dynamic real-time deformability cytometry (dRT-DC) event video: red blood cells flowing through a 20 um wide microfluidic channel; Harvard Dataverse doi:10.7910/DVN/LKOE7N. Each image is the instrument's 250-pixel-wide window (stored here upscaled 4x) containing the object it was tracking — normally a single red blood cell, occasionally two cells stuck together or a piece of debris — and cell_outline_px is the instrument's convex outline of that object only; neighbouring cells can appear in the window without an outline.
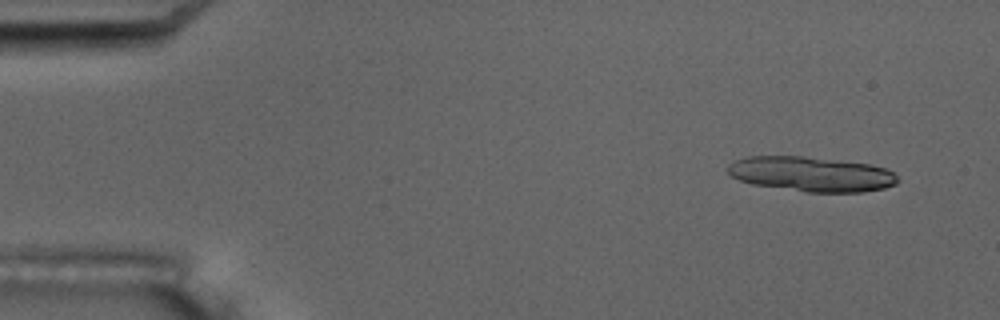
{"species": "common noctule bat (a hibernating species)", "species_latin": "Nyctalus noctula", "temperature_condition": "room temperature", "stored_images_in_passage": 6, "camera_frame_rate_fps": 3000, "um_per_image_px": 0.085, "animal": {"sex": "male", "body_mass_g": 17.5, "forearm_length_mm": 52.3}, "frame": {"image": 1, "passage_image": 2, "time_ms": 1.0, "image_size_px": [1000, 320], "cell_outline_px": [[900, 180], [896, 184], [884, 188], [864, 192], [808, 192], [752, 184], [740, 180], [732, 176], [728, 172], [728, 164], [736, 160], [748, 156], [800, 156], [872, 164], [884, 168], [892, 172]], "centroid_in_image_um": [68.98, 14.8], "position_along_channel_um": 16.0, "area_um2": 34.39}}